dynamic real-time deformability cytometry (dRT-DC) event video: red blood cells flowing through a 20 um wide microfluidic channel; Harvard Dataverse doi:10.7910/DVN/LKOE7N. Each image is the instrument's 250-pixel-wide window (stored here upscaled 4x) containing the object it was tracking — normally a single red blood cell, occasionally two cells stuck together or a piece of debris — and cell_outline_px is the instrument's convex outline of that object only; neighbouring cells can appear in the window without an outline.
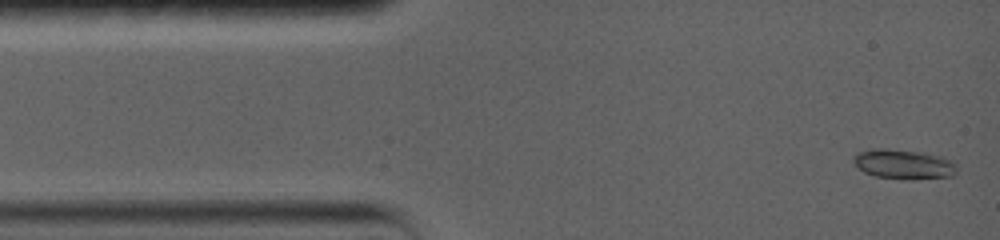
{"species": "common noctule bat (a hibernating species)", "species_latin": "Nyctalus noctula", "temperature_condition": "warm", "stored_images_in_passage": 43, "camera_frame_rate_fps": 5000, "um_per_image_px": 0.085, "animal": {"sex": "female", "body_mass_g": 19.0, "forearm_length_mm": 56.7}, "frame": {"image": 1, "passage_image": 1, "time_ms": 0.0, "image_size_px": [1000, 240], "cell_outline_px": [[956, 172], [952, 176], [912, 180], [876, 176], [864, 172], [852, 160], [852, 156], [860, 152], [876, 148], [884, 148], [924, 152], [944, 156], [952, 160], [956, 164]], "centroid_in_image_um": [76.86, 13.95], "position_along_channel_um": 8.1, "area_um2": 18.03}}
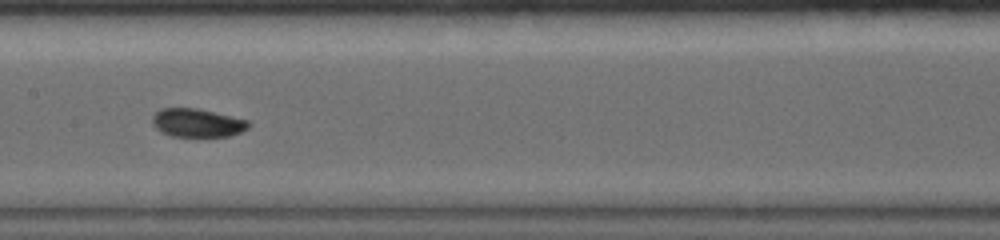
{"frame": {"image": 2, "passage_image": 19, "time_ms": 6.8, "image_size_px": [1000, 240], "cell_outline_px": [[252, 124], [248, 128], [240, 132], [228, 136], [172, 136], [160, 132], [152, 124], [152, 116], [160, 108], [196, 108], [248, 120]], "centroid_in_image_um": [16.74, 10.44], "position_along_channel_um": 190.7, "area_um2": 15.9}}
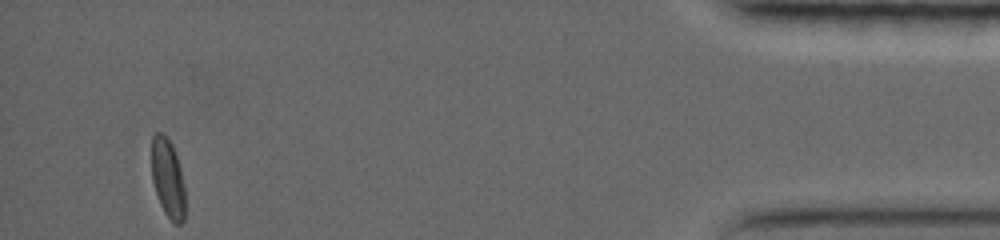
{"frame": {"image": 3, "passage_image": 43, "time_ms": 15.4, "image_size_px": [1000, 240], "cell_outline_px": [[184, 220], [180, 224], [176, 224], [164, 212], [160, 204], [152, 180], [152, 136], [156, 132], [164, 132], [172, 144], [180, 168], [184, 188]], "centroid_in_image_um": [14.25, 15.11], "position_along_channel_um": 420.9, "area_um2": 15.26}, "authors_computed_cell_mechanics": {"area_um2": 15.5482, "velocity_mm_per_s": 3.7376, "shape_relaxation_time_tau1_ms": 4.3959, "shape_relaxation_time_tau2_ms": null, "deformation_change_tau1": 0.1326, "deformation_change_tau2": null}}